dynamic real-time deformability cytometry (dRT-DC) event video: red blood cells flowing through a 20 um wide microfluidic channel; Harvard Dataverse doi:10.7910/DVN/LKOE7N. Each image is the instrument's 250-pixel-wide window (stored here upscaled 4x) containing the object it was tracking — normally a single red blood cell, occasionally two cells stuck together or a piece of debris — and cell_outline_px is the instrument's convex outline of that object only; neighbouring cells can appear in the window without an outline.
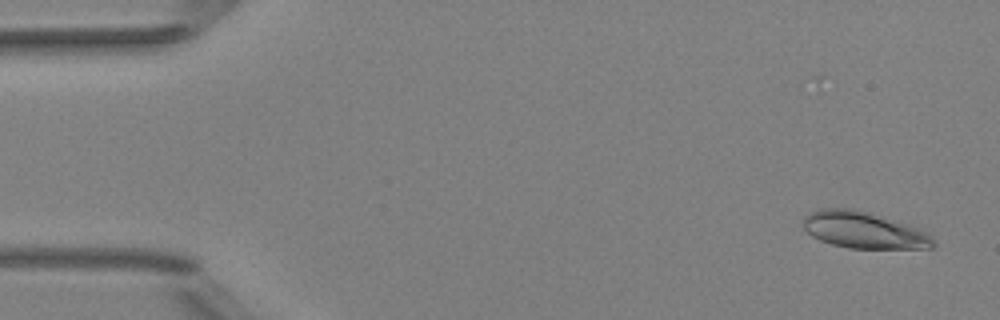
{"species": "Egyptian fruit bat (a non-hibernating species)", "species_latin": "Rousettus aegyptiacus", "temperature_condition": "room temperature", "stored_images_in_passage": 5, "camera_frame_rate_fps": 3000, "um_per_image_px": 0.085, "animal": {"sex": "female"}, "frame": {"image": 1, "passage_image": 1, "time_ms": 0.0, "image_size_px": [1000, 320], "cell_outline_px": [[936, 244], [932, 248], [848, 248], [832, 244], [820, 240], [812, 236], [804, 228], [804, 216], [820, 208], [852, 208], [868, 212], [908, 224], [920, 228], [928, 232], [932, 236]], "centroid_in_image_um": [73.46, 19.56], "position_along_channel_um": 11.5, "area_um2": 27.74}}